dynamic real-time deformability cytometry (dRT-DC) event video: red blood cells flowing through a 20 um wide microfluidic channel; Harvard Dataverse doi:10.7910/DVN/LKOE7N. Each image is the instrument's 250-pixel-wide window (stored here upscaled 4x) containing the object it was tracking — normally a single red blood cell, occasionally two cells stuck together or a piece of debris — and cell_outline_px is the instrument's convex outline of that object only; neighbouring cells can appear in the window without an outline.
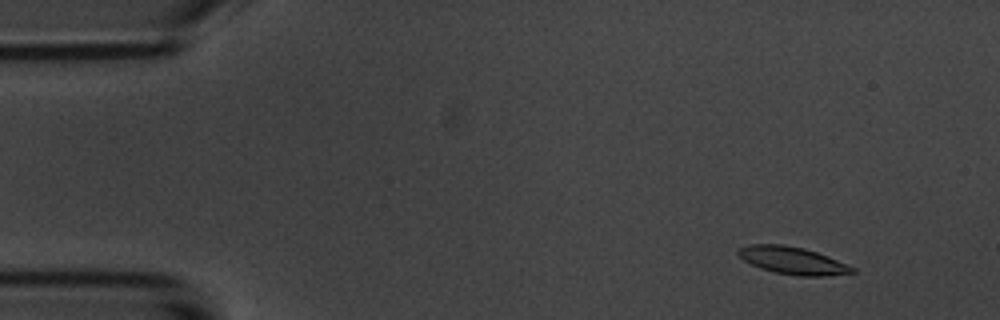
{"species": "common noctule bat (a hibernating species)", "species_latin": "Nyctalus noctula", "temperature_condition": "room temperature", "stored_images_in_passage": 3, "camera_frame_rate_fps": 3000, "um_per_image_px": 0.085, "animal": {"sex": "male", "body_mass_g": 20.1, "forearm_length_mm": 53.5}, "frame": {"image": 1, "passage_image": 1, "time_ms": 0.0, "image_size_px": [1000, 320], "cell_outline_px": [[856, 272], [824, 276], [800, 276], [776, 272], [760, 268], [744, 260], [736, 252], [736, 248], [752, 244], [784, 244], [804, 248], [828, 256], [856, 268]], "centroid_in_image_um": [67.37, 22.13], "position_along_channel_um": 17.6, "area_um2": 18.15}}